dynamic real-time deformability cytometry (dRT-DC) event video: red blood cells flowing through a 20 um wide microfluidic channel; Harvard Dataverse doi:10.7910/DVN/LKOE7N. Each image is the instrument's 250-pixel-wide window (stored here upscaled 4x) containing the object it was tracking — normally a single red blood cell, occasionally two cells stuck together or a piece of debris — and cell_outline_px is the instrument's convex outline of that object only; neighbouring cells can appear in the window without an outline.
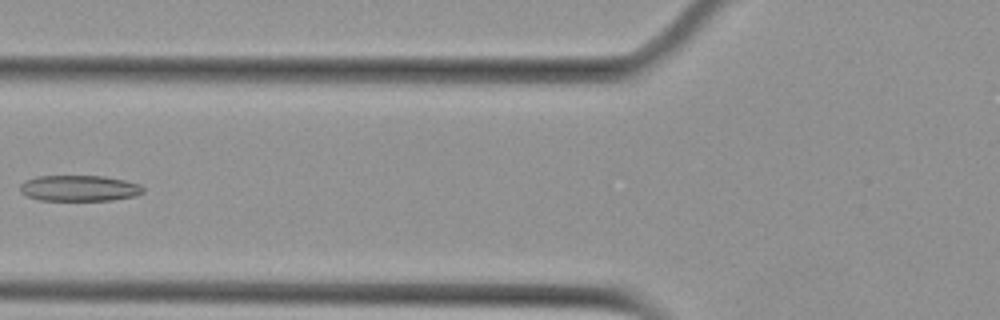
{"species": "Egyptian fruit bat (a non-hibernating species)", "species_latin": "Rousettus aegyptiacus", "temperature_condition": "cold", "stored_images_in_passage": 6, "camera_frame_rate_fps": 3000, "um_per_image_px": 0.085, "animal": {"sex": "female"}, "frame": {"image": 1, "passage_image": 5, "time_ms": 5.0, "image_size_px": [1000, 320], "cell_outline_px": [[144, 192], [136, 196], [112, 200], [36, 200], [20, 192], [20, 184], [24, 180], [36, 176], [104, 176], [124, 180], [140, 184], [144, 188]], "centroid_in_image_um": [6.73, 16.0], "position_along_channel_um": 119.1, "area_um2": 18.73}}
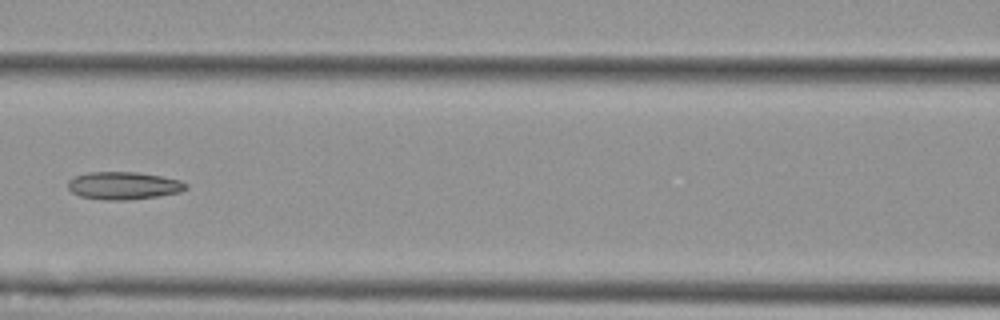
{"frame": {"image": 2, "passage_image": 6, "time_ms": 6.0, "image_size_px": [1000, 320], "cell_outline_px": [[188, 188], [180, 192], [156, 196], [128, 200], [104, 200], [80, 196], [72, 192], [68, 188], [68, 180], [76, 176], [88, 172], [136, 172], [160, 176], [180, 180], [188, 184]], "centroid_in_image_um": [10.5, 15.78], "position_along_channel_um": 156.1, "area_um2": 18.96}}